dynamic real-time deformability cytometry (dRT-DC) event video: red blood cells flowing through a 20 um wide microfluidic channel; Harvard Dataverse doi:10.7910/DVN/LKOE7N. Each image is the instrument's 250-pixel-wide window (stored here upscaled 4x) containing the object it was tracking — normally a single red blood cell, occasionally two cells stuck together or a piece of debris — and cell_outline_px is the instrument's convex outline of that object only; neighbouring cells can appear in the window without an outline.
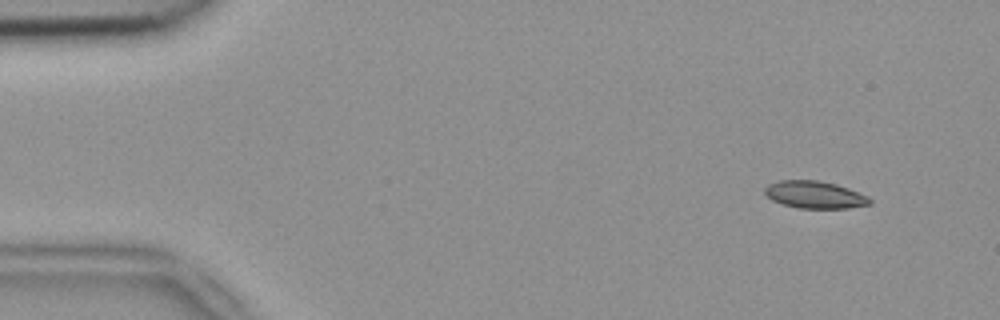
{"species": "common noctule bat (a hibernating species)", "species_latin": "Nyctalus noctula", "temperature_condition": "room temperature", "stored_images_in_passage": 53, "camera_frame_rate_fps": 3000, "um_per_image_px": 0.085, "animal": {"sex": "female", "body_mass_g": 18.4}, "frame": {"image": 1, "passage_image": 4, "time_ms": 1.0, "image_size_px": [1000, 320], "cell_outline_px": [[872, 204], [848, 208], [800, 208], [784, 204], [772, 200], [764, 192], [764, 188], [768, 184], [780, 180], [816, 180], [836, 184], [848, 188], [868, 196], [872, 200]], "centroid_in_image_um": [69.27, 16.55], "position_along_channel_um": 15.7, "area_um2": 16.65}}
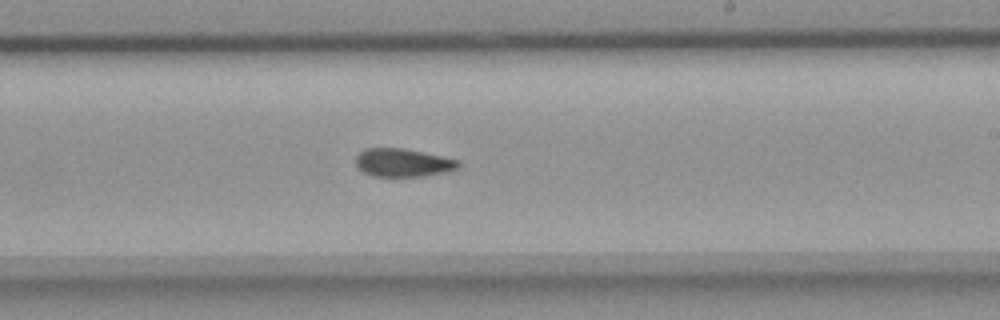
{"frame": {"image": 2, "passage_image": 31, "time_ms": 10.0, "image_size_px": [1000, 320], "cell_outline_px": [[460, 168], [448, 172], [424, 176], [372, 176], [356, 168], [356, 156], [364, 148], [404, 148], [460, 160]], "centroid_in_image_um": [34.26, 13.83], "position_along_channel_um": 254.7, "area_um2": 17.05}}
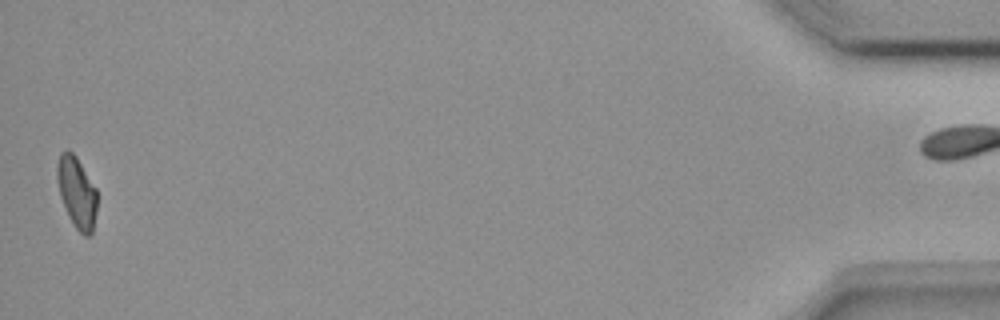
{"frame": {"image": 3, "passage_image": 52, "time_ms": 17.0, "image_size_px": [1000, 320], "cell_outline_px": [[96, 212], [92, 232], [88, 236], [84, 236], [76, 228], [68, 216], [60, 196], [56, 180], [56, 164], [60, 152], [68, 148], [76, 156], [96, 188]], "centroid_in_image_um": [6.49, 16.31], "position_along_channel_um": 428.7, "area_um2": 16.7}, "authors_computed_cell_mechanics": {"area_um2": 17.2244, "velocity_mm_per_s": 3.8127, "shape_relaxation_time_tau1_ms": 10.3303, "shape_relaxation_time_tau2_ms": 6.664, "deformation_change_tau1": 0.2078, "deformation_change_tau2": 0.1254}}